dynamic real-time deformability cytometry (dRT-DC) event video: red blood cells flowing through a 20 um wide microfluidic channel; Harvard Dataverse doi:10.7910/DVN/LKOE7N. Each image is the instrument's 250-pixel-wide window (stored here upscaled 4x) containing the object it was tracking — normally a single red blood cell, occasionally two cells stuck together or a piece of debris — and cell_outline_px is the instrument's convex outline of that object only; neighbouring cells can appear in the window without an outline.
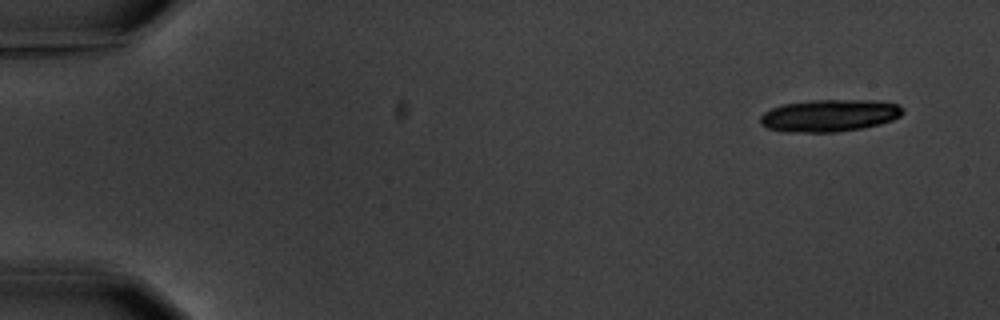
{"species": "common noctule bat (a hibernating species)", "species_latin": "Nyctalus noctula", "temperature_condition": "warm", "stored_images_in_passage": 5, "camera_frame_rate_fps": 3000, "um_per_image_px": 0.085, "animal": {"sex": "male", "body_mass_g": 20.1, "forearm_length_mm": 53.5}, "frame": {"image": 1, "passage_image": 1, "time_ms": 0.0, "image_size_px": [1000, 320], "cell_outline_px": [[904, 112], [900, 116], [892, 120], [880, 124], [860, 128], [836, 132], [784, 132], [768, 128], [760, 124], [760, 116], [764, 112], [772, 108], [784, 104], [812, 100], [868, 100], [900, 104], [904, 108]], "centroid_in_image_um": [70.5, 9.82], "position_along_channel_um": 14.5, "area_um2": 26.76}}